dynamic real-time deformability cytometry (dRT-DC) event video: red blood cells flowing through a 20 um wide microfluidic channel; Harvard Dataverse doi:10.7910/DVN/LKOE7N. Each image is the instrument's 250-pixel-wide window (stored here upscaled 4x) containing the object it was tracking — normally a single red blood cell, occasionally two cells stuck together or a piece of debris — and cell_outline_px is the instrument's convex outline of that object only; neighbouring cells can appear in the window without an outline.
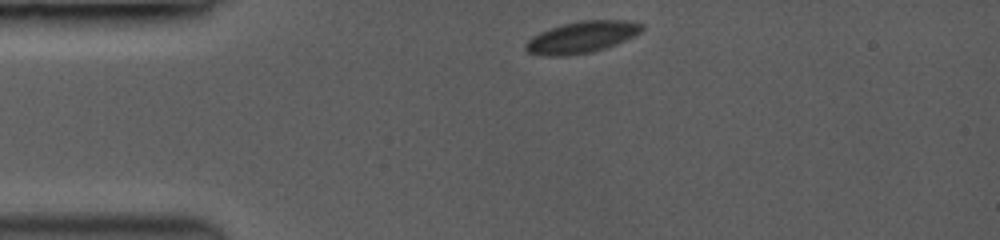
{"species": "common noctule bat (a hibernating species)", "species_latin": "Nyctalus noctula", "temperature_condition": "room temperature", "stored_images_in_passage": 37, "camera_frame_rate_fps": 3500, "um_per_image_px": 0.085, "animal": {"sex": "female", "body_mass_g": 19.0, "forearm_length_mm": 53.3}, "frame": {"image": 1, "passage_image": 1, "time_ms": 0.0, "image_size_px": [1000, 240], "cell_outline_px": [[644, 28], [640, 32], [632, 36], [612, 44], [588, 52], [560, 56], [528, 52], [524, 48], [524, 44], [532, 36], [540, 32], [564, 24], [584, 20], [620, 20], [644, 24]], "centroid_in_image_um": [49.41, 3.13], "position_along_channel_um": 35.6, "area_um2": 20.46}}
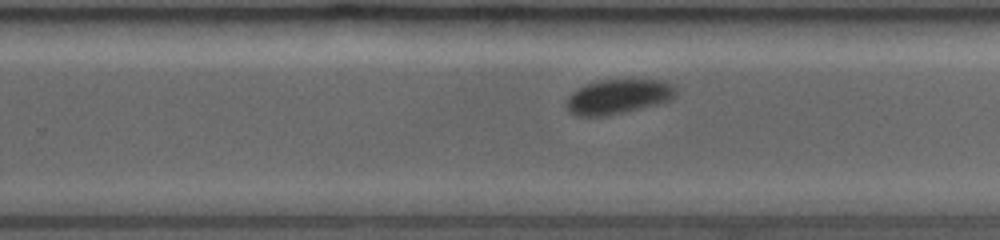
{"frame": {"image": 2, "passage_image": 26, "time_ms": 7.143, "image_size_px": [1000, 240], "cell_outline_px": [[672, 96], [668, 100], [608, 116], [580, 116], [572, 112], [568, 108], [568, 100], [580, 88], [588, 84], [604, 80], [660, 80], [672, 84]], "centroid_in_image_um": [52.53, 8.21], "position_along_channel_um": 277.3, "area_um2": 20.81}}
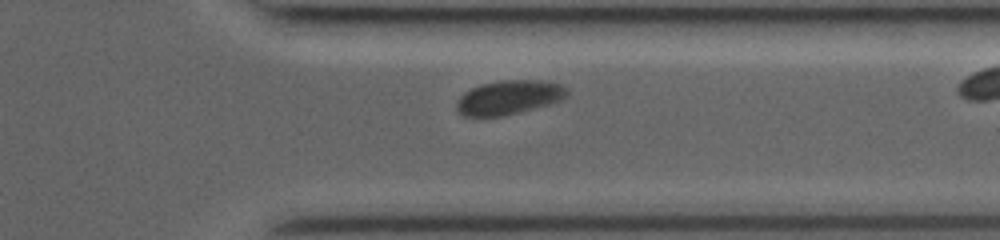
{"frame": {"image": 3, "passage_image": 34, "time_ms": 9.429, "image_size_px": [1000, 240], "cell_outline_px": [[568, 96], [560, 100], [548, 104], [520, 112], [504, 116], [464, 116], [456, 112], [456, 104], [460, 96], [464, 92], [472, 88], [484, 84], [512, 80], [524, 80], [560, 84], [568, 88]], "centroid_in_image_um": [43.23, 8.31], "position_along_channel_um": 368.2, "area_um2": 21.56}}